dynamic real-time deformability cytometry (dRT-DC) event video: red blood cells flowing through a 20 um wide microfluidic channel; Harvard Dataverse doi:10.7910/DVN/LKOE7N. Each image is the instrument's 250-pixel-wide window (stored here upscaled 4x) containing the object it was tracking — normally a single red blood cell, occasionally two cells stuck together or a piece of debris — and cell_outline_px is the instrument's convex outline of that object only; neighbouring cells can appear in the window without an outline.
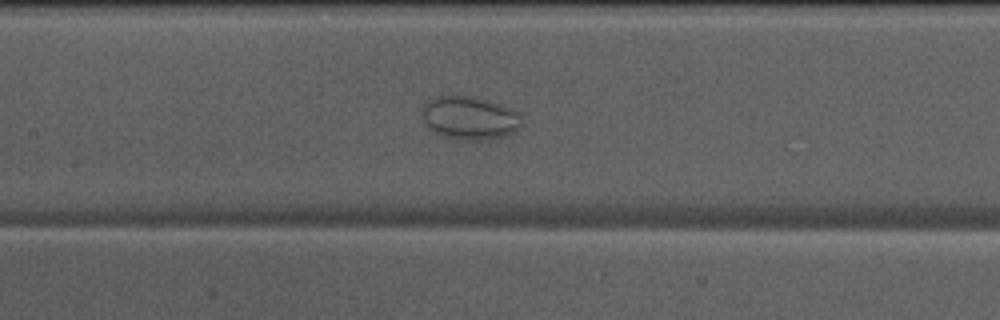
{"species": "Egyptian fruit bat (a non-hibernating species)", "species_latin": "Rousettus aegyptiacus", "temperature_condition": "warm", "stored_images_in_passage": 49, "camera_frame_rate_fps": 3000, "um_per_image_px": 0.085, "animal": {"sex": "male"}, "frame": {"image": 1, "passage_image": 22, "time_ms": 7.0, "image_size_px": [1000, 320], "cell_outline_px": [[520, 128], [516, 132], [496, 140], [464, 140], [440, 136], [428, 128], [424, 124], [420, 116], [420, 112], [424, 104], [428, 100], [440, 96], [472, 96], [488, 100], [512, 108], [520, 112]], "centroid_in_image_um": [39.91, 10.05], "position_along_channel_um": 167.5, "area_um2": 25.78}}
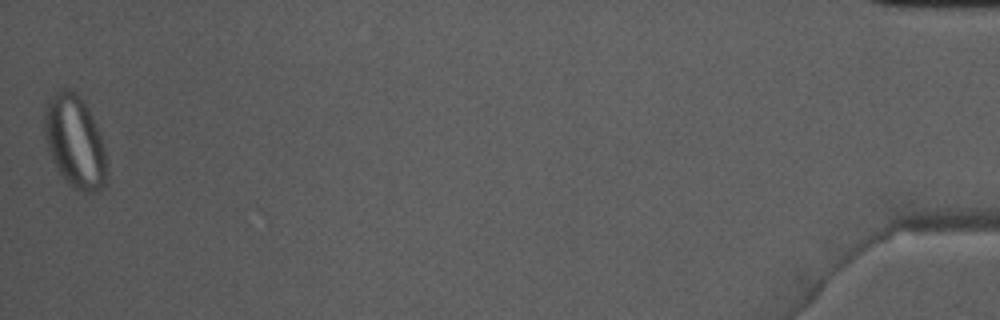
{"frame": {"image": 2, "passage_image": 49, "time_ms": 16.0, "image_size_px": [1000, 320], "cell_outline_px": [[104, 188], [100, 192], [84, 192], [76, 188], [60, 172], [48, 152], [44, 136], [44, 108], [48, 100], [56, 92], [64, 88], [68, 88], [76, 92], [88, 108], [100, 132], [104, 152]], "centroid_in_image_um": [6.33, 11.98], "position_along_channel_um": 428.9, "area_um2": 33.0}}